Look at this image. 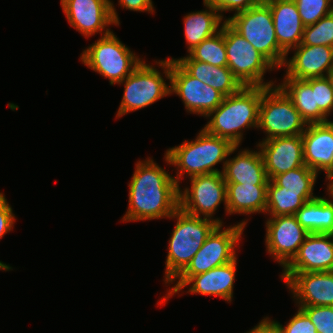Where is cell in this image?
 I'll use <instances>...</instances> for the list:
<instances>
[{"label":"cell","mask_w":333,"mask_h":333,"mask_svg":"<svg viewBox=\"0 0 333 333\" xmlns=\"http://www.w3.org/2000/svg\"><path fill=\"white\" fill-rule=\"evenodd\" d=\"M128 184V209L122 222L170 218L179 208V188L173 176L151 157L138 160Z\"/></svg>","instance_id":"cell-1"},{"label":"cell","mask_w":333,"mask_h":333,"mask_svg":"<svg viewBox=\"0 0 333 333\" xmlns=\"http://www.w3.org/2000/svg\"><path fill=\"white\" fill-rule=\"evenodd\" d=\"M199 132L194 140L183 141L182 144L167 149L164 154L167 165L177 167L176 177L173 178L179 186L185 174L190 178L223 172L227 158L239 148L227 139L209 134L203 128ZM221 162L223 166L220 171L215 165Z\"/></svg>","instance_id":"cell-2"},{"label":"cell","mask_w":333,"mask_h":333,"mask_svg":"<svg viewBox=\"0 0 333 333\" xmlns=\"http://www.w3.org/2000/svg\"><path fill=\"white\" fill-rule=\"evenodd\" d=\"M263 92L262 86H243L237 93L224 96L222 103L206 116L209 121L203 129L240 146L243 130L258 128Z\"/></svg>","instance_id":"cell-3"},{"label":"cell","mask_w":333,"mask_h":333,"mask_svg":"<svg viewBox=\"0 0 333 333\" xmlns=\"http://www.w3.org/2000/svg\"><path fill=\"white\" fill-rule=\"evenodd\" d=\"M247 223L245 219L225 229H222L224 225H218L207 237L188 266L170 283L178 280L174 286L167 290V294L157 302L158 306L166 304L191 276L205 273L233 261L237 257L236 247L240 245L238 243H240Z\"/></svg>","instance_id":"cell-4"},{"label":"cell","mask_w":333,"mask_h":333,"mask_svg":"<svg viewBox=\"0 0 333 333\" xmlns=\"http://www.w3.org/2000/svg\"><path fill=\"white\" fill-rule=\"evenodd\" d=\"M177 219L168 243L164 282L169 285L191 262L217 222L189 215L178 208L169 219Z\"/></svg>","instance_id":"cell-5"},{"label":"cell","mask_w":333,"mask_h":333,"mask_svg":"<svg viewBox=\"0 0 333 333\" xmlns=\"http://www.w3.org/2000/svg\"><path fill=\"white\" fill-rule=\"evenodd\" d=\"M225 20L276 69L283 67L288 54L278 44L270 7L264 0Z\"/></svg>","instance_id":"cell-6"},{"label":"cell","mask_w":333,"mask_h":333,"mask_svg":"<svg viewBox=\"0 0 333 333\" xmlns=\"http://www.w3.org/2000/svg\"><path fill=\"white\" fill-rule=\"evenodd\" d=\"M80 61L114 85L126 79L142 63L143 58L135 55L112 31L84 49Z\"/></svg>","instance_id":"cell-7"},{"label":"cell","mask_w":333,"mask_h":333,"mask_svg":"<svg viewBox=\"0 0 333 333\" xmlns=\"http://www.w3.org/2000/svg\"><path fill=\"white\" fill-rule=\"evenodd\" d=\"M306 127V121L278 85L264 87L257 128L263 130L266 135L262 141L275 137L302 135Z\"/></svg>","instance_id":"cell-8"},{"label":"cell","mask_w":333,"mask_h":333,"mask_svg":"<svg viewBox=\"0 0 333 333\" xmlns=\"http://www.w3.org/2000/svg\"><path fill=\"white\" fill-rule=\"evenodd\" d=\"M224 43L227 67L243 86L276 85L272 80L264 82L266 72L275 67L227 22L224 23Z\"/></svg>","instance_id":"cell-9"},{"label":"cell","mask_w":333,"mask_h":333,"mask_svg":"<svg viewBox=\"0 0 333 333\" xmlns=\"http://www.w3.org/2000/svg\"><path fill=\"white\" fill-rule=\"evenodd\" d=\"M155 63L169 79L170 94L181 98L188 113L206 117L222 103V93L189 75L175 60L166 58Z\"/></svg>","instance_id":"cell-10"},{"label":"cell","mask_w":333,"mask_h":333,"mask_svg":"<svg viewBox=\"0 0 333 333\" xmlns=\"http://www.w3.org/2000/svg\"><path fill=\"white\" fill-rule=\"evenodd\" d=\"M160 70L153 65L142 63L119 85L124 84L122 100L116 118L145 108L171 95L170 84L166 83Z\"/></svg>","instance_id":"cell-11"},{"label":"cell","mask_w":333,"mask_h":333,"mask_svg":"<svg viewBox=\"0 0 333 333\" xmlns=\"http://www.w3.org/2000/svg\"><path fill=\"white\" fill-rule=\"evenodd\" d=\"M189 180L190 188H179V208L189 215L211 219L223 225L220 218H213L222 202L227 214V187L222 172L197 175Z\"/></svg>","instance_id":"cell-12"},{"label":"cell","mask_w":333,"mask_h":333,"mask_svg":"<svg viewBox=\"0 0 333 333\" xmlns=\"http://www.w3.org/2000/svg\"><path fill=\"white\" fill-rule=\"evenodd\" d=\"M60 3L70 26L86 38L96 33L105 36L112 32L110 25H120L111 0H60Z\"/></svg>","instance_id":"cell-13"},{"label":"cell","mask_w":333,"mask_h":333,"mask_svg":"<svg viewBox=\"0 0 333 333\" xmlns=\"http://www.w3.org/2000/svg\"><path fill=\"white\" fill-rule=\"evenodd\" d=\"M265 224L266 252L284 268L309 233L298 223L295 215L269 217Z\"/></svg>","instance_id":"cell-14"},{"label":"cell","mask_w":333,"mask_h":333,"mask_svg":"<svg viewBox=\"0 0 333 333\" xmlns=\"http://www.w3.org/2000/svg\"><path fill=\"white\" fill-rule=\"evenodd\" d=\"M297 306H333V271L282 273Z\"/></svg>","instance_id":"cell-15"},{"label":"cell","mask_w":333,"mask_h":333,"mask_svg":"<svg viewBox=\"0 0 333 333\" xmlns=\"http://www.w3.org/2000/svg\"><path fill=\"white\" fill-rule=\"evenodd\" d=\"M269 180L305 165L301 135L275 137L257 143Z\"/></svg>","instance_id":"cell-16"},{"label":"cell","mask_w":333,"mask_h":333,"mask_svg":"<svg viewBox=\"0 0 333 333\" xmlns=\"http://www.w3.org/2000/svg\"><path fill=\"white\" fill-rule=\"evenodd\" d=\"M283 273L333 271V234L309 233Z\"/></svg>","instance_id":"cell-17"},{"label":"cell","mask_w":333,"mask_h":333,"mask_svg":"<svg viewBox=\"0 0 333 333\" xmlns=\"http://www.w3.org/2000/svg\"><path fill=\"white\" fill-rule=\"evenodd\" d=\"M292 58L286 57L284 78L307 80L326 77L333 69V47L298 45L291 49Z\"/></svg>","instance_id":"cell-18"},{"label":"cell","mask_w":333,"mask_h":333,"mask_svg":"<svg viewBox=\"0 0 333 333\" xmlns=\"http://www.w3.org/2000/svg\"><path fill=\"white\" fill-rule=\"evenodd\" d=\"M301 136L305 165L318 174L325 172L333 161V121L307 124Z\"/></svg>","instance_id":"cell-19"},{"label":"cell","mask_w":333,"mask_h":333,"mask_svg":"<svg viewBox=\"0 0 333 333\" xmlns=\"http://www.w3.org/2000/svg\"><path fill=\"white\" fill-rule=\"evenodd\" d=\"M237 257L222 266L210 269L205 273L191 276L174 294L190 285L187 293L220 297L228 303L232 302Z\"/></svg>","instance_id":"cell-20"},{"label":"cell","mask_w":333,"mask_h":333,"mask_svg":"<svg viewBox=\"0 0 333 333\" xmlns=\"http://www.w3.org/2000/svg\"><path fill=\"white\" fill-rule=\"evenodd\" d=\"M270 7L279 46L288 54L297 47L305 26L294 0H264Z\"/></svg>","instance_id":"cell-21"},{"label":"cell","mask_w":333,"mask_h":333,"mask_svg":"<svg viewBox=\"0 0 333 333\" xmlns=\"http://www.w3.org/2000/svg\"><path fill=\"white\" fill-rule=\"evenodd\" d=\"M257 150L244 148L235 157L227 158L222 172L226 183L268 185L264 160L260 149Z\"/></svg>","instance_id":"cell-22"},{"label":"cell","mask_w":333,"mask_h":333,"mask_svg":"<svg viewBox=\"0 0 333 333\" xmlns=\"http://www.w3.org/2000/svg\"><path fill=\"white\" fill-rule=\"evenodd\" d=\"M167 59L175 60L189 75L218 90L224 96L235 94L243 87L228 67H217L193 60L188 54L178 59Z\"/></svg>","instance_id":"cell-23"},{"label":"cell","mask_w":333,"mask_h":333,"mask_svg":"<svg viewBox=\"0 0 333 333\" xmlns=\"http://www.w3.org/2000/svg\"><path fill=\"white\" fill-rule=\"evenodd\" d=\"M227 215L265 213L268 185L226 183Z\"/></svg>","instance_id":"cell-24"},{"label":"cell","mask_w":333,"mask_h":333,"mask_svg":"<svg viewBox=\"0 0 333 333\" xmlns=\"http://www.w3.org/2000/svg\"><path fill=\"white\" fill-rule=\"evenodd\" d=\"M205 10L193 11L184 16V35L187 52L203 40L219 32L226 20L211 5L204 3ZM221 24V25H220Z\"/></svg>","instance_id":"cell-25"},{"label":"cell","mask_w":333,"mask_h":333,"mask_svg":"<svg viewBox=\"0 0 333 333\" xmlns=\"http://www.w3.org/2000/svg\"><path fill=\"white\" fill-rule=\"evenodd\" d=\"M278 86L292 100L293 105L307 124L330 121L316 105L315 90H312L306 80L284 78Z\"/></svg>","instance_id":"cell-26"},{"label":"cell","mask_w":333,"mask_h":333,"mask_svg":"<svg viewBox=\"0 0 333 333\" xmlns=\"http://www.w3.org/2000/svg\"><path fill=\"white\" fill-rule=\"evenodd\" d=\"M295 216L308 233L333 234V204L325 197L307 201Z\"/></svg>","instance_id":"cell-27"},{"label":"cell","mask_w":333,"mask_h":333,"mask_svg":"<svg viewBox=\"0 0 333 333\" xmlns=\"http://www.w3.org/2000/svg\"><path fill=\"white\" fill-rule=\"evenodd\" d=\"M318 196L314 194H299V192L282 191L272 180L267 187V202L265 215L270 217L295 215L307 202Z\"/></svg>","instance_id":"cell-28"},{"label":"cell","mask_w":333,"mask_h":333,"mask_svg":"<svg viewBox=\"0 0 333 333\" xmlns=\"http://www.w3.org/2000/svg\"><path fill=\"white\" fill-rule=\"evenodd\" d=\"M188 55L193 60L217 67H227V54L224 43V24L219 32L195 46Z\"/></svg>","instance_id":"cell-29"},{"label":"cell","mask_w":333,"mask_h":333,"mask_svg":"<svg viewBox=\"0 0 333 333\" xmlns=\"http://www.w3.org/2000/svg\"><path fill=\"white\" fill-rule=\"evenodd\" d=\"M318 173L306 165L276 175L272 181L282 191L299 192V194H314V186Z\"/></svg>","instance_id":"cell-30"},{"label":"cell","mask_w":333,"mask_h":333,"mask_svg":"<svg viewBox=\"0 0 333 333\" xmlns=\"http://www.w3.org/2000/svg\"><path fill=\"white\" fill-rule=\"evenodd\" d=\"M299 45L333 47V11L315 24L305 26Z\"/></svg>","instance_id":"cell-31"},{"label":"cell","mask_w":333,"mask_h":333,"mask_svg":"<svg viewBox=\"0 0 333 333\" xmlns=\"http://www.w3.org/2000/svg\"><path fill=\"white\" fill-rule=\"evenodd\" d=\"M304 26L318 22L333 9L329 0H294Z\"/></svg>","instance_id":"cell-32"},{"label":"cell","mask_w":333,"mask_h":333,"mask_svg":"<svg viewBox=\"0 0 333 333\" xmlns=\"http://www.w3.org/2000/svg\"><path fill=\"white\" fill-rule=\"evenodd\" d=\"M312 90H315L316 105L319 110L328 118L333 112V91L326 77L311 78L306 80Z\"/></svg>","instance_id":"cell-33"},{"label":"cell","mask_w":333,"mask_h":333,"mask_svg":"<svg viewBox=\"0 0 333 333\" xmlns=\"http://www.w3.org/2000/svg\"><path fill=\"white\" fill-rule=\"evenodd\" d=\"M315 325L317 333H333V306H298Z\"/></svg>","instance_id":"cell-34"},{"label":"cell","mask_w":333,"mask_h":333,"mask_svg":"<svg viewBox=\"0 0 333 333\" xmlns=\"http://www.w3.org/2000/svg\"><path fill=\"white\" fill-rule=\"evenodd\" d=\"M273 321L277 324L280 333H317L315 325L301 308H298L285 326L278 321Z\"/></svg>","instance_id":"cell-35"},{"label":"cell","mask_w":333,"mask_h":333,"mask_svg":"<svg viewBox=\"0 0 333 333\" xmlns=\"http://www.w3.org/2000/svg\"><path fill=\"white\" fill-rule=\"evenodd\" d=\"M261 0H203L204 3L211 5L221 16L223 12L235 11V13L247 10L258 4Z\"/></svg>","instance_id":"cell-36"},{"label":"cell","mask_w":333,"mask_h":333,"mask_svg":"<svg viewBox=\"0 0 333 333\" xmlns=\"http://www.w3.org/2000/svg\"><path fill=\"white\" fill-rule=\"evenodd\" d=\"M15 215L5 195L0 192V239L14 228Z\"/></svg>","instance_id":"cell-37"},{"label":"cell","mask_w":333,"mask_h":333,"mask_svg":"<svg viewBox=\"0 0 333 333\" xmlns=\"http://www.w3.org/2000/svg\"><path fill=\"white\" fill-rule=\"evenodd\" d=\"M118 2V5L130 11H145L151 14L155 11L152 0H119Z\"/></svg>","instance_id":"cell-38"},{"label":"cell","mask_w":333,"mask_h":333,"mask_svg":"<svg viewBox=\"0 0 333 333\" xmlns=\"http://www.w3.org/2000/svg\"><path fill=\"white\" fill-rule=\"evenodd\" d=\"M246 333H280L277 324L271 318L263 317V319L254 328Z\"/></svg>","instance_id":"cell-39"},{"label":"cell","mask_w":333,"mask_h":333,"mask_svg":"<svg viewBox=\"0 0 333 333\" xmlns=\"http://www.w3.org/2000/svg\"><path fill=\"white\" fill-rule=\"evenodd\" d=\"M326 189H327V195L328 197H330L329 199L327 197V200H329L333 204V180H328Z\"/></svg>","instance_id":"cell-40"},{"label":"cell","mask_w":333,"mask_h":333,"mask_svg":"<svg viewBox=\"0 0 333 333\" xmlns=\"http://www.w3.org/2000/svg\"><path fill=\"white\" fill-rule=\"evenodd\" d=\"M326 174V181L333 180V161L330 167L325 171Z\"/></svg>","instance_id":"cell-41"},{"label":"cell","mask_w":333,"mask_h":333,"mask_svg":"<svg viewBox=\"0 0 333 333\" xmlns=\"http://www.w3.org/2000/svg\"><path fill=\"white\" fill-rule=\"evenodd\" d=\"M0 270H3V271H10V270H13L12 267L6 263H3L2 261H0Z\"/></svg>","instance_id":"cell-42"},{"label":"cell","mask_w":333,"mask_h":333,"mask_svg":"<svg viewBox=\"0 0 333 333\" xmlns=\"http://www.w3.org/2000/svg\"><path fill=\"white\" fill-rule=\"evenodd\" d=\"M327 78L329 79L332 91H333V69L327 74Z\"/></svg>","instance_id":"cell-43"},{"label":"cell","mask_w":333,"mask_h":333,"mask_svg":"<svg viewBox=\"0 0 333 333\" xmlns=\"http://www.w3.org/2000/svg\"><path fill=\"white\" fill-rule=\"evenodd\" d=\"M330 1V4H331V7L333 9V0H329Z\"/></svg>","instance_id":"cell-44"}]
</instances>
